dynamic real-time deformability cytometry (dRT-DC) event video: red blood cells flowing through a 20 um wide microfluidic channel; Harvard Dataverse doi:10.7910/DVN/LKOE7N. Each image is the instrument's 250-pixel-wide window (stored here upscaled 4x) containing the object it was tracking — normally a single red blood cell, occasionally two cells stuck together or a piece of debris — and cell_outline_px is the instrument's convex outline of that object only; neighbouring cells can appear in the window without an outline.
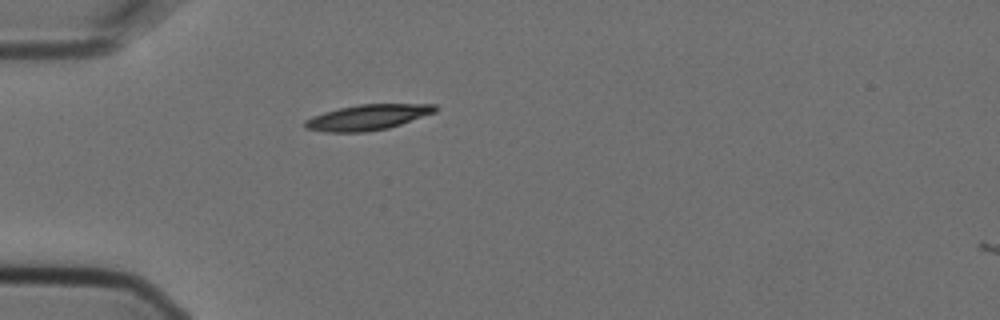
{"species": "Egyptian fruit bat (a non-hibernating species)", "species_latin": "Rousettus aegyptiacus", "temperature_condition": "cold", "stored_images_in_passage": 3, "camera_frame_rate_fps": 3000, "um_per_image_px": 0.085, "animal": {"sex": "female"}, "frame": {"image": 1, "passage_image": 3, "time_ms": 0.667, "image_size_px": [1000, 320], "cell_outline_px": [[440, 108], [436, 112], [388, 128], [364, 132], [324, 132], [304, 128], [304, 120], [312, 116], [324, 112], [340, 108], [360, 104], [436, 104]], "centroid_in_image_um": [31.25, 9.97], "position_along_channel_um": 53.8, "area_um2": 19.36}}